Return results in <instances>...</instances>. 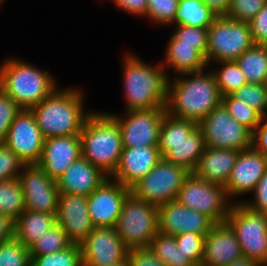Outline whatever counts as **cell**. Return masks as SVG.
Returning <instances> with one entry per match:
<instances>
[{
	"label": "cell",
	"instance_id": "17",
	"mask_svg": "<svg viewBox=\"0 0 267 266\" xmlns=\"http://www.w3.org/2000/svg\"><path fill=\"white\" fill-rule=\"evenodd\" d=\"M216 223L177 200L158 206V232L176 236L182 233L207 235Z\"/></svg>",
	"mask_w": 267,
	"mask_h": 266
},
{
	"label": "cell",
	"instance_id": "42",
	"mask_svg": "<svg viewBox=\"0 0 267 266\" xmlns=\"http://www.w3.org/2000/svg\"><path fill=\"white\" fill-rule=\"evenodd\" d=\"M22 109L0 88V143H4L9 127Z\"/></svg>",
	"mask_w": 267,
	"mask_h": 266
},
{
	"label": "cell",
	"instance_id": "1",
	"mask_svg": "<svg viewBox=\"0 0 267 266\" xmlns=\"http://www.w3.org/2000/svg\"><path fill=\"white\" fill-rule=\"evenodd\" d=\"M169 78L165 109L170 116L199 123L222 103L215 76L208 68Z\"/></svg>",
	"mask_w": 267,
	"mask_h": 266
},
{
	"label": "cell",
	"instance_id": "27",
	"mask_svg": "<svg viewBox=\"0 0 267 266\" xmlns=\"http://www.w3.org/2000/svg\"><path fill=\"white\" fill-rule=\"evenodd\" d=\"M56 215L26 209L15 221L14 237L24 246H30L39 236L56 224Z\"/></svg>",
	"mask_w": 267,
	"mask_h": 266
},
{
	"label": "cell",
	"instance_id": "2",
	"mask_svg": "<svg viewBox=\"0 0 267 266\" xmlns=\"http://www.w3.org/2000/svg\"><path fill=\"white\" fill-rule=\"evenodd\" d=\"M124 110H148L165 108L169 72L158 64L145 63L132 52L125 53L122 59Z\"/></svg>",
	"mask_w": 267,
	"mask_h": 266
},
{
	"label": "cell",
	"instance_id": "37",
	"mask_svg": "<svg viewBox=\"0 0 267 266\" xmlns=\"http://www.w3.org/2000/svg\"><path fill=\"white\" fill-rule=\"evenodd\" d=\"M230 95L234 99L254 108L263 117L267 116V93L265 84L247 83Z\"/></svg>",
	"mask_w": 267,
	"mask_h": 266
},
{
	"label": "cell",
	"instance_id": "9",
	"mask_svg": "<svg viewBox=\"0 0 267 266\" xmlns=\"http://www.w3.org/2000/svg\"><path fill=\"white\" fill-rule=\"evenodd\" d=\"M226 222L236 234L242 255L261 266L267 265V215L235 202Z\"/></svg>",
	"mask_w": 267,
	"mask_h": 266
},
{
	"label": "cell",
	"instance_id": "49",
	"mask_svg": "<svg viewBox=\"0 0 267 266\" xmlns=\"http://www.w3.org/2000/svg\"><path fill=\"white\" fill-rule=\"evenodd\" d=\"M15 221L0 213V243L14 238Z\"/></svg>",
	"mask_w": 267,
	"mask_h": 266
},
{
	"label": "cell",
	"instance_id": "39",
	"mask_svg": "<svg viewBox=\"0 0 267 266\" xmlns=\"http://www.w3.org/2000/svg\"><path fill=\"white\" fill-rule=\"evenodd\" d=\"M205 236L196 233H182L175 236L178 249L186 256L195 266H201Z\"/></svg>",
	"mask_w": 267,
	"mask_h": 266
},
{
	"label": "cell",
	"instance_id": "36",
	"mask_svg": "<svg viewBox=\"0 0 267 266\" xmlns=\"http://www.w3.org/2000/svg\"><path fill=\"white\" fill-rule=\"evenodd\" d=\"M179 0H147L146 16L154 25L169 26L174 22Z\"/></svg>",
	"mask_w": 267,
	"mask_h": 266
},
{
	"label": "cell",
	"instance_id": "15",
	"mask_svg": "<svg viewBox=\"0 0 267 266\" xmlns=\"http://www.w3.org/2000/svg\"><path fill=\"white\" fill-rule=\"evenodd\" d=\"M83 266H112L127 259L128 249L115 227H95L80 244Z\"/></svg>",
	"mask_w": 267,
	"mask_h": 266
},
{
	"label": "cell",
	"instance_id": "29",
	"mask_svg": "<svg viewBox=\"0 0 267 266\" xmlns=\"http://www.w3.org/2000/svg\"><path fill=\"white\" fill-rule=\"evenodd\" d=\"M247 83L265 84L267 79V46L254 44L235 60Z\"/></svg>",
	"mask_w": 267,
	"mask_h": 266
},
{
	"label": "cell",
	"instance_id": "50",
	"mask_svg": "<svg viewBox=\"0 0 267 266\" xmlns=\"http://www.w3.org/2000/svg\"><path fill=\"white\" fill-rule=\"evenodd\" d=\"M203 2L218 15H224L230 4V0H203Z\"/></svg>",
	"mask_w": 267,
	"mask_h": 266
},
{
	"label": "cell",
	"instance_id": "24",
	"mask_svg": "<svg viewBox=\"0 0 267 266\" xmlns=\"http://www.w3.org/2000/svg\"><path fill=\"white\" fill-rule=\"evenodd\" d=\"M108 176L82 156L56 180L60 194L88 197Z\"/></svg>",
	"mask_w": 267,
	"mask_h": 266
},
{
	"label": "cell",
	"instance_id": "44",
	"mask_svg": "<svg viewBox=\"0 0 267 266\" xmlns=\"http://www.w3.org/2000/svg\"><path fill=\"white\" fill-rule=\"evenodd\" d=\"M249 195H252L251 199L249 197L247 200L242 199L238 202H242L253 211L267 215V171L258 181L254 191Z\"/></svg>",
	"mask_w": 267,
	"mask_h": 266
},
{
	"label": "cell",
	"instance_id": "20",
	"mask_svg": "<svg viewBox=\"0 0 267 266\" xmlns=\"http://www.w3.org/2000/svg\"><path fill=\"white\" fill-rule=\"evenodd\" d=\"M56 222L63 227L69 240L80 245L94 229L86 196L60 194Z\"/></svg>",
	"mask_w": 267,
	"mask_h": 266
},
{
	"label": "cell",
	"instance_id": "28",
	"mask_svg": "<svg viewBox=\"0 0 267 266\" xmlns=\"http://www.w3.org/2000/svg\"><path fill=\"white\" fill-rule=\"evenodd\" d=\"M217 16L203 0H179L174 22L170 26L208 28Z\"/></svg>",
	"mask_w": 267,
	"mask_h": 266
},
{
	"label": "cell",
	"instance_id": "4",
	"mask_svg": "<svg viewBox=\"0 0 267 266\" xmlns=\"http://www.w3.org/2000/svg\"><path fill=\"white\" fill-rule=\"evenodd\" d=\"M48 70L18 59L7 57L0 64V88L9 95L21 109L30 110L59 86Z\"/></svg>",
	"mask_w": 267,
	"mask_h": 266
},
{
	"label": "cell",
	"instance_id": "5",
	"mask_svg": "<svg viewBox=\"0 0 267 266\" xmlns=\"http://www.w3.org/2000/svg\"><path fill=\"white\" fill-rule=\"evenodd\" d=\"M82 157L111 177L123 151L117 121L107 112L94 110L80 133Z\"/></svg>",
	"mask_w": 267,
	"mask_h": 266
},
{
	"label": "cell",
	"instance_id": "13",
	"mask_svg": "<svg viewBox=\"0 0 267 266\" xmlns=\"http://www.w3.org/2000/svg\"><path fill=\"white\" fill-rule=\"evenodd\" d=\"M118 123L123 147L158 146L159 129L166 113L165 108L124 111V114L108 112Z\"/></svg>",
	"mask_w": 267,
	"mask_h": 266
},
{
	"label": "cell",
	"instance_id": "46",
	"mask_svg": "<svg viewBox=\"0 0 267 266\" xmlns=\"http://www.w3.org/2000/svg\"><path fill=\"white\" fill-rule=\"evenodd\" d=\"M127 260L129 266H166L149 248L129 250Z\"/></svg>",
	"mask_w": 267,
	"mask_h": 266
},
{
	"label": "cell",
	"instance_id": "30",
	"mask_svg": "<svg viewBox=\"0 0 267 266\" xmlns=\"http://www.w3.org/2000/svg\"><path fill=\"white\" fill-rule=\"evenodd\" d=\"M149 250L166 266H195L178 249L175 236L158 232L148 246Z\"/></svg>",
	"mask_w": 267,
	"mask_h": 266
},
{
	"label": "cell",
	"instance_id": "16",
	"mask_svg": "<svg viewBox=\"0 0 267 266\" xmlns=\"http://www.w3.org/2000/svg\"><path fill=\"white\" fill-rule=\"evenodd\" d=\"M45 138L31 110L22 109L9 127L4 144L25 165L37 164L40 160Z\"/></svg>",
	"mask_w": 267,
	"mask_h": 266
},
{
	"label": "cell",
	"instance_id": "48",
	"mask_svg": "<svg viewBox=\"0 0 267 266\" xmlns=\"http://www.w3.org/2000/svg\"><path fill=\"white\" fill-rule=\"evenodd\" d=\"M252 147L267 158V116L261 118L252 132Z\"/></svg>",
	"mask_w": 267,
	"mask_h": 266
},
{
	"label": "cell",
	"instance_id": "34",
	"mask_svg": "<svg viewBox=\"0 0 267 266\" xmlns=\"http://www.w3.org/2000/svg\"><path fill=\"white\" fill-rule=\"evenodd\" d=\"M229 115L239 124L253 132L263 117L257 110L244 102L234 99L231 95L222 96V103Z\"/></svg>",
	"mask_w": 267,
	"mask_h": 266
},
{
	"label": "cell",
	"instance_id": "51",
	"mask_svg": "<svg viewBox=\"0 0 267 266\" xmlns=\"http://www.w3.org/2000/svg\"><path fill=\"white\" fill-rule=\"evenodd\" d=\"M226 266H261L255 261H252L244 256L236 259L235 261H232L230 264Z\"/></svg>",
	"mask_w": 267,
	"mask_h": 266
},
{
	"label": "cell",
	"instance_id": "12",
	"mask_svg": "<svg viewBox=\"0 0 267 266\" xmlns=\"http://www.w3.org/2000/svg\"><path fill=\"white\" fill-rule=\"evenodd\" d=\"M205 146L245 150L252 147V132L233 119L221 104L198 123Z\"/></svg>",
	"mask_w": 267,
	"mask_h": 266
},
{
	"label": "cell",
	"instance_id": "38",
	"mask_svg": "<svg viewBox=\"0 0 267 266\" xmlns=\"http://www.w3.org/2000/svg\"><path fill=\"white\" fill-rule=\"evenodd\" d=\"M0 266H31L29 248L15 237L0 243Z\"/></svg>",
	"mask_w": 267,
	"mask_h": 266
},
{
	"label": "cell",
	"instance_id": "45",
	"mask_svg": "<svg viewBox=\"0 0 267 266\" xmlns=\"http://www.w3.org/2000/svg\"><path fill=\"white\" fill-rule=\"evenodd\" d=\"M249 25L254 43L267 46V3L249 22Z\"/></svg>",
	"mask_w": 267,
	"mask_h": 266
},
{
	"label": "cell",
	"instance_id": "35",
	"mask_svg": "<svg viewBox=\"0 0 267 266\" xmlns=\"http://www.w3.org/2000/svg\"><path fill=\"white\" fill-rule=\"evenodd\" d=\"M30 257L31 266H83L81 248L78 244H72L52 254Z\"/></svg>",
	"mask_w": 267,
	"mask_h": 266
},
{
	"label": "cell",
	"instance_id": "19",
	"mask_svg": "<svg viewBox=\"0 0 267 266\" xmlns=\"http://www.w3.org/2000/svg\"><path fill=\"white\" fill-rule=\"evenodd\" d=\"M267 171V158L253 147L241 150L225 185V192L232 203L235 197L251 194L260 178ZM233 197V198H232Z\"/></svg>",
	"mask_w": 267,
	"mask_h": 266
},
{
	"label": "cell",
	"instance_id": "22",
	"mask_svg": "<svg viewBox=\"0 0 267 266\" xmlns=\"http://www.w3.org/2000/svg\"><path fill=\"white\" fill-rule=\"evenodd\" d=\"M161 159L158 146L123 147L119 163L110 178L131 188L143 179Z\"/></svg>",
	"mask_w": 267,
	"mask_h": 266
},
{
	"label": "cell",
	"instance_id": "25",
	"mask_svg": "<svg viewBox=\"0 0 267 266\" xmlns=\"http://www.w3.org/2000/svg\"><path fill=\"white\" fill-rule=\"evenodd\" d=\"M164 61L161 65L171 68L173 75L199 72L209 68L206 62L208 44L180 43V40L167 41Z\"/></svg>",
	"mask_w": 267,
	"mask_h": 266
},
{
	"label": "cell",
	"instance_id": "31",
	"mask_svg": "<svg viewBox=\"0 0 267 266\" xmlns=\"http://www.w3.org/2000/svg\"><path fill=\"white\" fill-rule=\"evenodd\" d=\"M25 210V198L18 179L0 182V213L16 221Z\"/></svg>",
	"mask_w": 267,
	"mask_h": 266
},
{
	"label": "cell",
	"instance_id": "8",
	"mask_svg": "<svg viewBox=\"0 0 267 266\" xmlns=\"http://www.w3.org/2000/svg\"><path fill=\"white\" fill-rule=\"evenodd\" d=\"M254 44L249 23L218 15L208 27L207 65L235 61Z\"/></svg>",
	"mask_w": 267,
	"mask_h": 266
},
{
	"label": "cell",
	"instance_id": "23",
	"mask_svg": "<svg viewBox=\"0 0 267 266\" xmlns=\"http://www.w3.org/2000/svg\"><path fill=\"white\" fill-rule=\"evenodd\" d=\"M242 256L234 230L227 222L216 223L205 236L201 266H226Z\"/></svg>",
	"mask_w": 267,
	"mask_h": 266
},
{
	"label": "cell",
	"instance_id": "10",
	"mask_svg": "<svg viewBox=\"0 0 267 266\" xmlns=\"http://www.w3.org/2000/svg\"><path fill=\"white\" fill-rule=\"evenodd\" d=\"M190 173L185 167L162 158L143 179L130 188V192L158 207L177 199L179 189Z\"/></svg>",
	"mask_w": 267,
	"mask_h": 266
},
{
	"label": "cell",
	"instance_id": "33",
	"mask_svg": "<svg viewBox=\"0 0 267 266\" xmlns=\"http://www.w3.org/2000/svg\"><path fill=\"white\" fill-rule=\"evenodd\" d=\"M72 244L63 227L56 223L30 246V256L52 254L62 251Z\"/></svg>",
	"mask_w": 267,
	"mask_h": 266
},
{
	"label": "cell",
	"instance_id": "43",
	"mask_svg": "<svg viewBox=\"0 0 267 266\" xmlns=\"http://www.w3.org/2000/svg\"><path fill=\"white\" fill-rule=\"evenodd\" d=\"M170 40L187 44H208V28L174 25Z\"/></svg>",
	"mask_w": 267,
	"mask_h": 266
},
{
	"label": "cell",
	"instance_id": "3",
	"mask_svg": "<svg viewBox=\"0 0 267 266\" xmlns=\"http://www.w3.org/2000/svg\"><path fill=\"white\" fill-rule=\"evenodd\" d=\"M60 86L31 112L44 138L80 135L87 117L93 112L85 108L83 89Z\"/></svg>",
	"mask_w": 267,
	"mask_h": 266
},
{
	"label": "cell",
	"instance_id": "53",
	"mask_svg": "<svg viewBox=\"0 0 267 266\" xmlns=\"http://www.w3.org/2000/svg\"><path fill=\"white\" fill-rule=\"evenodd\" d=\"M5 0H0V7L3 5Z\"/></svg>",
	"mask_w": 267,
	"mask_h": 266
},
{
	"label": "cell",
	"instance_id": "52",
	"mask_svg": "<svg viewBox=\"0 0 267 266\" xmlns=\"http://www.w3.org/2000/svg\"><path fill=\"white\" fill-rule=\"evenodd\" d=\"M112 266H129L128 260L126 259L125 261L121 262L118 265H112Z\"/></svg>",
	"mask_w": 267,
	"mask_h": 266
},
{
	"label": "cell",
	"instance_id": "18",
	"mask_svg": "<svg viewBox=\"0 0 267 266\" xmlns=\"http://www.w3.org/2000/svg\"><path fill=\"white\" fill-rule=\"evenodd\" d=\"M130 193L125 187L108 177L88 197V211L95 227H115L123 202Z\"/></svg>",
	"mask_w": 267,
	"mask_h": 266
},
{
	"label": "cell",
	"instance_id": "32",
	"mask_svg": "<svg viewBox=\"0 0 267 266\" xmlns=\"http://www.w3.org/2000/svg\"><path fill=\"white\" fill-rule=\"evenodd\" d=\"M216 66H211V72L215 76L216 83L222 96L230 95L245 84V75L240 70L236 61L214 62ZM221 68H217L218 65ZM214 67V69H212Z\"/></svg>",
	"mask_w": 267,
	"mask_h": 266
},
{
	"label": "cell",
	"instance_id": "21",
	"mask_svg": "<svg viewBox=\"0 0 267 266\" xmlns=\"http://www.w3.org/2000/svg\"><path fill=\"white\" fill-rule=\"evenodd\" d=\"M81 156L80 135L50 137L44 141L37 165L56 181Z\"/></svg>",
	"mask_w": 267,
	"mask_h": 266
},
{
	"label": "cell",
	"instance_id": "11",
	"mask_svg": "<svg viewBox=\"0 0 267 266\" xmlns=\"http://www.w3.org/2000/svg\"><path fill=\"white\" fill-rule=\"evenodd\" d=\"M176 200L208 216L215 223L226 222L233 204L227 197L224 186L202 180L193 173L184 180Z\"/></svg>",
	"mask_w": 267,
	"mask_h": 266
},
{
	"label": "cell",
	"instance_id": "14",
	"mask_svg": "<svg viewBox=\"0 0 267 266\" xmlns=\"http://www.w3.org/2000/svg\"><path fill=\"white\" fill-rule=\"evenodd\" d=\"M25 198L26 209L57 214L59 189L57 182L37 164L25 165L17 177Z\"/></svg>",
	"mask_w": 267,
	"mask_h": 266
},
{
	"label": "cell",
	"instance_id": "40",
	"mask_svg": "<svg viewBox=\"0 0 267 266\" xmlns=\"http://www.w3.org/2000/svg\"><path fill=\"white\" fill-rule=\"evenodd\" d=\"M266 3L267 0H230L224 15L235 21L249 23Z\"/></svg>",
	"mask_w": 267,
	"mask_h": 266
},
{
	"label": "cell",
	"instance_id": "6",
	"mask_svg": "<svg viewBox=\"0 0 267 266\" xmlns=\"http://www.w3.org/2000/svg\"><path fill=\"white\" fill-rule=\"evenodd\" d=\"M205 147L204 136L197 122L165 113L159 129L158 144L162 158L192 173Z\"/></svg>",
	"mask_w": 267,
	"mask_h": 266
},
{
	"label": "cell",
	"instance_id": "54",
	"mask_svg": "<svg viewBox=\"0 0 267 266\" xmlns=\"http://www.w3.org/2000/svg\"><path fill=\"white\" fill-rule=\"evenodd\" d=\"M266 93H267V79L265 81Z\"/></svg>",
	"mask_w": 267,
	"mask_h": 266
},
{
	"label": "cell",
	"instance_id": "41",
	"mask_svg": "<svg viewBox=\"0 0 267 266\" xmlns=\"http://www.w3.org/2000/svg\"><path fill=\"white\" fill-rule=\"evenodd\" d=\"M25 164L4 143H0V182L17 178Z\"/></svg>",
	"mask_w": 267,
	"mask_h": 266
},
{
	"label": "cell",
	"instance_id": "47",
	"mask_svg": "<svg viewBox=\"0 0 267 266\" xmlns=\"http://www.w3.org/2000/svg\"><path fill=\"white\" fill-rule=\"evenodd\" d=\"M120 10L129 15L144 18L146 16L147 0H111Z\"/></svg>",
	"mask_w": 267,
	"mask_h": 266
},
{
	"label": "cell",
	"instance_id": "7",
	"mask_svg": "<svg viewBox=\"0 0 267 266\" xmlns=\"http://www.w3.org/2000/svg\"><path fill=\"white\" fill-rule=\"evenodd\" d=\"M115 229L128 250L148 248L158 233V207L130 192L123 202Z\"/></svg>",
	"mask_w": 267,
	"mask_h": 266
},
{
	"label": "cell",
	"instance_id": "26",
	"mask_svg": "<svg viewBox=\"0 0 267 266\" xmlns=\"http://www.w3.org/2000/svg\"><path fill=\"white\" fill-rule=\"evenodd\" d=\"M239 152L234 149L205 147L192 173L202 180L225 187Z\"/></svg>",
	"mask_w": 267,
	"mask_h": 266
}]
</instances>
